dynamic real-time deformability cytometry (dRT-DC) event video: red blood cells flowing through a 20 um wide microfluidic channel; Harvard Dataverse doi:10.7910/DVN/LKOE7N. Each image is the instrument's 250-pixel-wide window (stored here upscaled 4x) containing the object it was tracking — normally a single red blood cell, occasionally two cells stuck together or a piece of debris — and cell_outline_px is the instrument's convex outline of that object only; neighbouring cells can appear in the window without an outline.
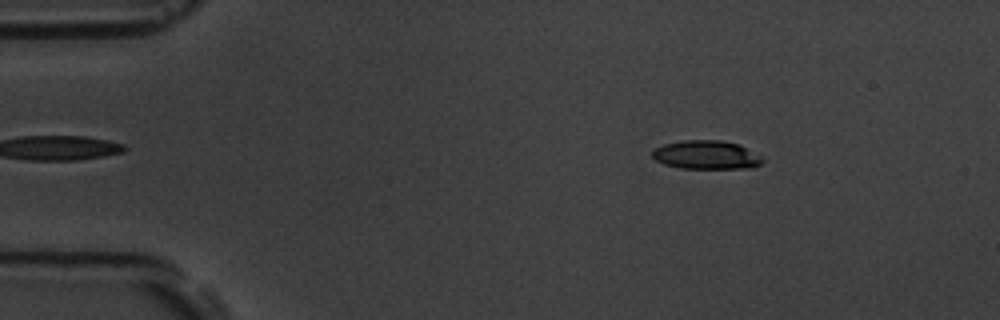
{"species": "common noctule bat (a hibernating species)", "species_latin": "Nyctalus noctula", "temperature_condition": "room temperature", "stored_images_in_passage": 57, "camera_frame_rate_fps": 3000, "um_per_image_px": 0.085, "animal": {"sex": "male", "body_mass_g": 19.5, "forearm_length_mm": 54.6}, "frame": {"image": 1, "passage_image": 9, "time_ms": 2.667, "image_size_px": [1000, 320], "cell_outline_px": [[764, 160], [760, 164], [752, 168], [680, 168], [664, 164], [656, 160], [652, 156], [652, 148], [664, 144], [684, 140], [724, 140], [740, 144], [760, 156]], "centroid_in_image_um": [60.02, 13.16], "position_along_channel_um": 25.0, "area_um2": 18.5}}
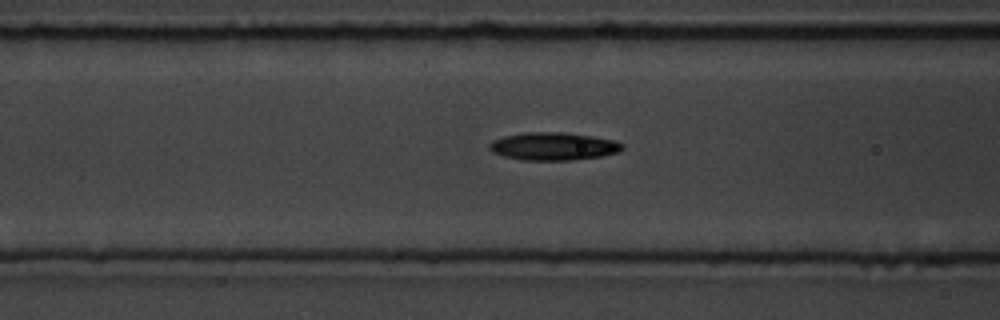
{"frame": {"image": 2, "passage_image": 23, "time_ms": 7.333, "image_size_px": [1000, 320], "cell_outline_px": [[624, 148], [620, 152], [600, 156], [572, 160], [520, 160], [504, 156], [492, 152], [488, 148], [488, 144], [492, 140], [504, 136], [524, 132], [560, 132], [592, 136], [612, 140], [624, 144]], "centroid_in_image_um": [47.01, 12.44], "position_along_channel_um": 119.6, "area_um2": 21.62}}
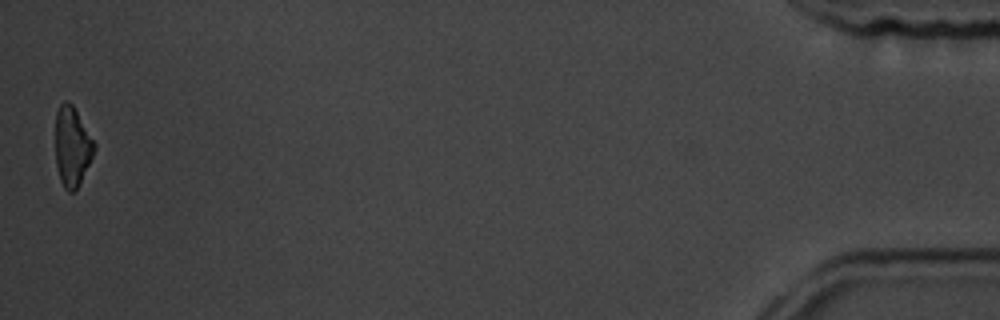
{"frame": {"image": 3, "passage_image": 57, "time_ms": 18.667, "image_size_px": [1000, 320], "cell_outline_px": [[96, 148], [76, 188], [72, 192], [68, 192], [64, 188], [60, 180], [56, 164], [56, 112], [60, 104], [64, 100], [68, 100], [72, 104], [96, 144]], "centroid_in_image_um": [6.12, 12.42], "position_along_channel_um": 429.1, "area_um2": 17.69}, "authors_computed_cell_mechanics": {"area_um2": 19.941, "velocity_mm_per_s": 3.5787, "shape_relaxation_time_tau1_ms": 4.4036, "shape_relaxation_time_tau2_ms": null, "deformation_change_tau1": 0.1488, "deformation_change_tau2": null}}